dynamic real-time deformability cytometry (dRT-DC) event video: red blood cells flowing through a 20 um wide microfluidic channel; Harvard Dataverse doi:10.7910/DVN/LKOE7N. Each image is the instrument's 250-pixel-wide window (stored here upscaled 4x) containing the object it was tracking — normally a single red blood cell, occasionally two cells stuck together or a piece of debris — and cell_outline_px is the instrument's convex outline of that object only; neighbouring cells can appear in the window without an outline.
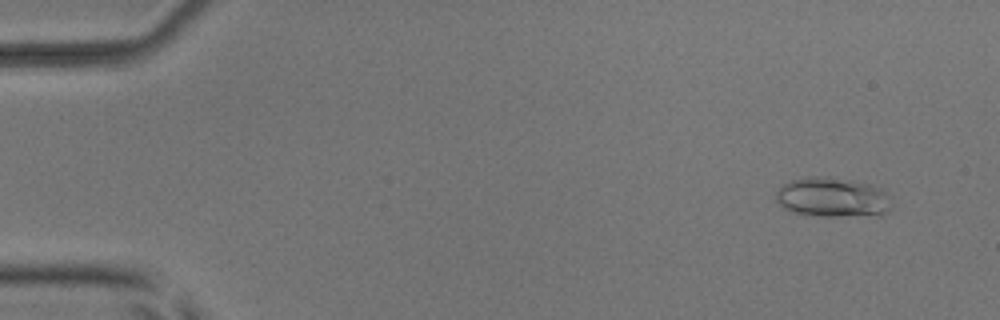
{"species": "common noctule bat (a hibernating species)", "species_latin": "Nyctalus noctula", "temperature_condition": "room temperature", "stored_images_in_passage": 53, "camera_frame_rate_fps": 3000, "um_per_image_px": 0.085, "animal": {"sex": "male", "body_mass_g": 17.9, "forearm_length_mm": 54.2}, "frame": {"image": 1, "passage_image": 4, "time_ms": 1.0, "image_size_px": [1000, 320], "cell_outline_px": [[892, 208], [880, 216], [816, 216], [792, 212], [784, 208], [776, 200], [776, 192], [784, 184], [792, 180], [812, 176], [832, 176], [872, 184], [880, 188], [884, 192]], "centroid_in_image_um": [70.77, 16.78], "position_along_channel_um": 14.2, "area_um2": 26.93}}
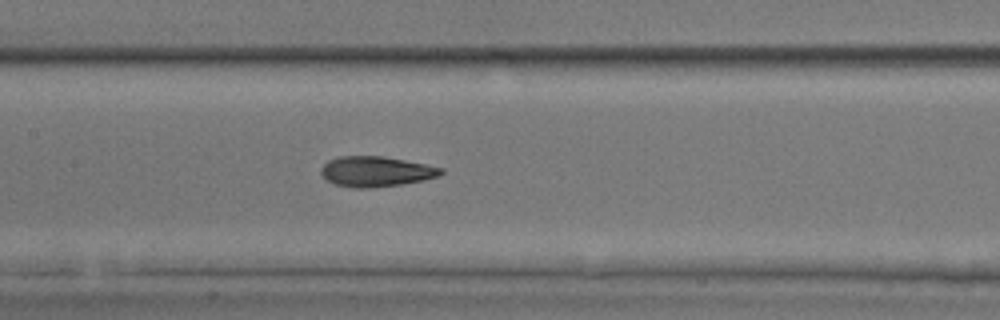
{"frame": {"image": 2, "passage_image": 26, "time_ms": 8.333, "image_size_px": [1000, 320], "cell_outline_px": [[444, 172], [440, 176], [424, 180], [400, 184], [368, 188], [352, 188], [336, 184], [328, 180], [320, 172], [320, 168], [328, 160], [340, 156], [384, 156], [444, 168]], "centroid_in_image_um": [31.97, 14.57], "position_along_channel_um": 175.4, "area_um2": 21.1}}
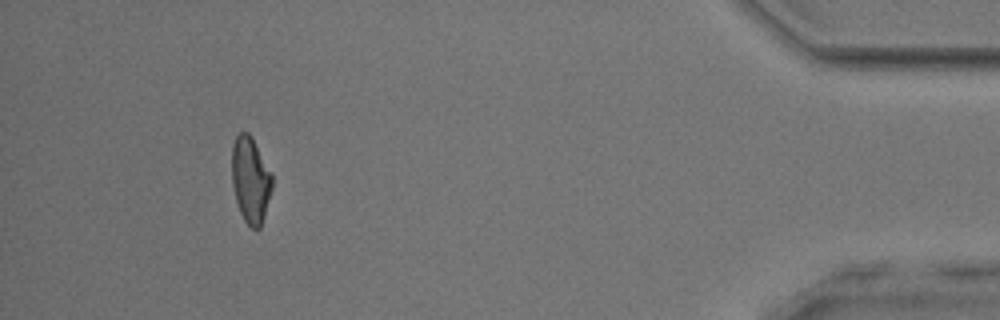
{"frame": {"image": 3, "passage_image": 49, "time_ms": 16.0, "image_size_px": [1000, 320], "cell_outline_px": [[272, 188], [264, 216], [260, 228], [252, 228], [244, 220], [240, 212], [236, 200], [232, 184], [232, 144], [236, 136], [240, 132], [248, 132], [272, 172]], "centroid_in_image_um": [21.29, 15.28], "position_along_channel_um": 413.9, "area_um2": 20.06}, "authors_computed_cell_mechanics": {"area_um2": 21.0392, "velocity_mm_per_s": 3.9209, "shape_relaxation_time_tau1_ms": 6.1029, "shape_relaxation_time_tau2_ms": 1.8964, "deformation_change_tau1": 0.1774, "deformation_change_tau2": 0.0951}}